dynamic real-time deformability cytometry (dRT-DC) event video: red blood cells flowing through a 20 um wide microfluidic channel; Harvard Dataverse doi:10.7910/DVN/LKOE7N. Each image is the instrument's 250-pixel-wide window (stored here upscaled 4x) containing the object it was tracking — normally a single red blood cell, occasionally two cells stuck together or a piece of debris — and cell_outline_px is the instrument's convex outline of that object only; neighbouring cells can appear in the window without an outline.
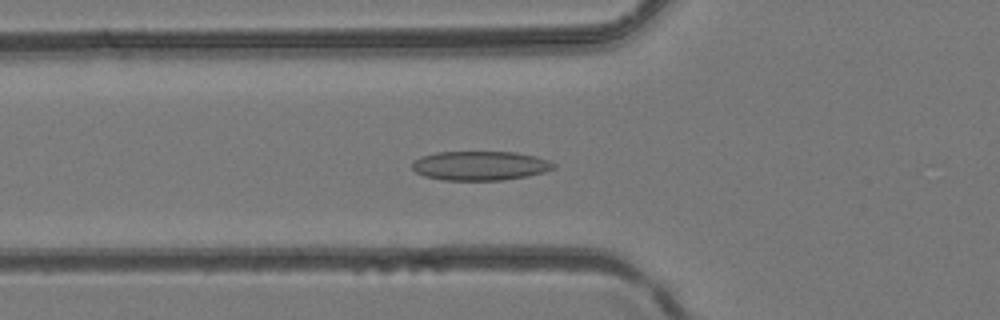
{"species": "common noctule bat (a hibernating species)", "species_latin": "Nyctalus noctula", "temperature_condition": "room temperature", "stored_images_in_passage": 41, "camera_frame_rate_fps": 3000, "um_per_image_px": 0.085, "animal": {"sex": "female", "body_mass_g": 24.6, "forearm_length_mm": 56.2}, "frame": {"image": 1, "passage_image": 14, "time_ms": 4.333, "image_size_px": [1000, 320], "cell_outline_px": [[556, 168], [544, 172], [528, 176], [504, 180], [444, 180], [424, 176], [416, 172], [412, 168], [412, 160], [420, 156], [436, 152], [516, 152], [548, 160], [556, 164]], "centroid_in_image_um": [40.79, 14.08], "position_along_channel_um": 85.0, "area_um2": 24.22}}
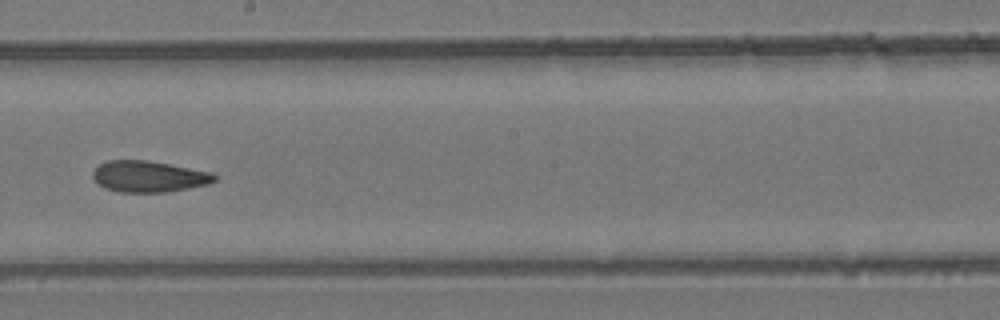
{"frame": {"image": 2, "passage_image": 23, "time_ms": 7.333, "image_size_px": [1000, 320], "cell_outline_px": [[216, 180], [208, 184], [168, 192], [120, 192], [104, 188], [92, 176], [92, 172], [100, 164], [108, 160], [148, 160], [212, 172], [216, 176]], "centroid_in_image_um": [12.65, 15.0], "position_along_channel_um": 235.5, "area_um2": 22.08}}
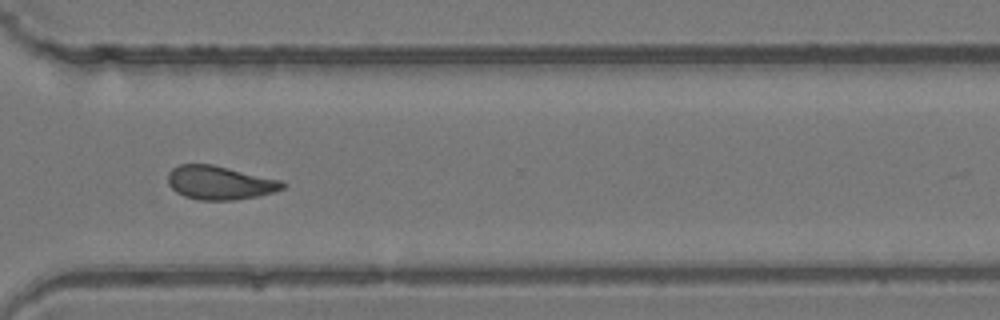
{"frame": {"image": 3, "passage_image": 30, "time_ms": 9.667, "image_size_px": [1000, 320], "cell_outline_px": [[288, 184], [284, 188], [272, 192], [256, 196], [236, 200], [200, 200], [184, 196], [176, 192], [168, 184], [168, 172], [172, 168], [180, 164], [212, 164], [280, 180]], "centroid_in_image_um": [18.65, 15.53], "position_along_channel_um": 351.9, "area_um2": 22.43}}